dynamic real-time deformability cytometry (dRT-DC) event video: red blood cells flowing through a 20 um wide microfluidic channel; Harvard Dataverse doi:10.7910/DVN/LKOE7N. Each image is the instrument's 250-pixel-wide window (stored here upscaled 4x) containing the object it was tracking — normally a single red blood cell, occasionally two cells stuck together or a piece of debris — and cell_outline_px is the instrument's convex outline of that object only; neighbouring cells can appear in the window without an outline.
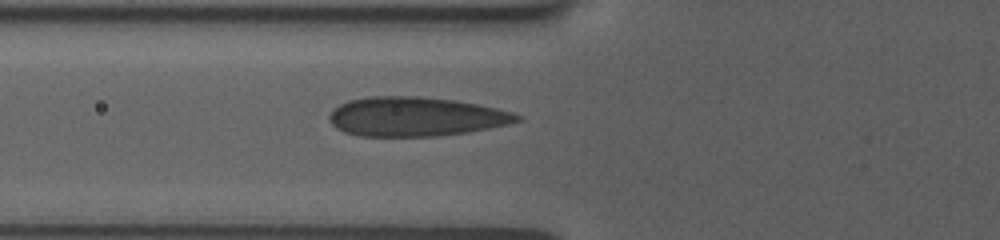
{"species": "human", "species_latin": "Homo sapiens", "temperature_condition": "room temperature", "stored_images_in_passage": 6, "camera_frame_rate_fps": 3000, "um_per_image_px": 0.085, "donor": {"sex": "female"}, "frame": {"image": 1, "passage_image": 2, "time_ms": 0.667, "image_size_px": [1000, 240], "cell_outline_px": [[524, 120], [508, 124], [468, 132], [436, 136], [360, 136], [344, 132], [336, 128], [328, 120], [328, 116], [340, 104], [348, 100], [372, 96], [416, 96], [452, 100], [476, 104], [496, 108], [512, 112], [520, 116]], "centroid_in_image_um": [35.31, 9.92], "position_along_channel_um": 90.5, "area_um2": 42.77}}
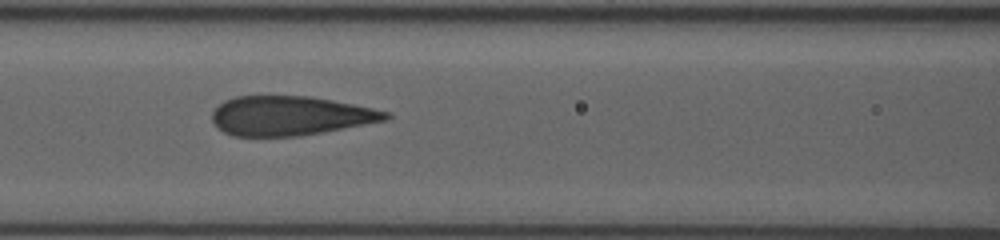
{"frame": {"image": 2, "passage_image": 4, "time_ms": 2.0, "image_size_px": [1000, 240], "cell_outline_px": [[392, 116], [388, 120], [300, 136], [232, 136], [224, 132], [212, 120], [212, 112], [224, 100], [236, 96], [308, 96], [332, 100], [372, 108], [388, 112]], "centroid_in_image_um": [24.66, 9.84], "position_along_channel_um": 141.9, "area_um2": 39.59}}
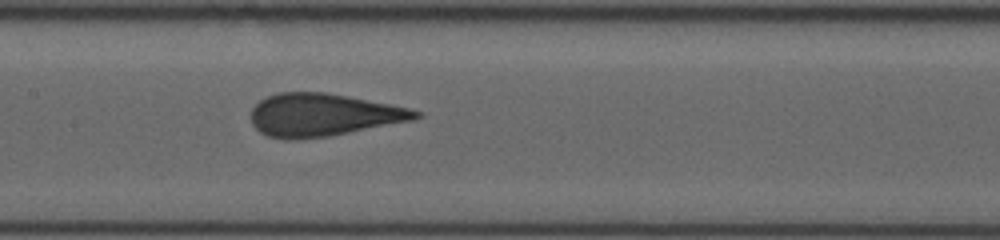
{"frame": {"image": 3, "passage_image": 6, "time_ms": 3.0, "image_size_px": [1000, 240], "cell_outline_px": [[424, 116], [412, 120], [328, 136], [292, 140], [268, 136], [260, 132], [252, 124], [252, 108], [260, 100], [268, 96], [280, 92], [324, 92], [348, 96], [408, 108], [420, 112]], "centroid_in_image_um": [27.44, 9.76], "position_along_channel_um": 180.0, "area_um2": 40.46}}